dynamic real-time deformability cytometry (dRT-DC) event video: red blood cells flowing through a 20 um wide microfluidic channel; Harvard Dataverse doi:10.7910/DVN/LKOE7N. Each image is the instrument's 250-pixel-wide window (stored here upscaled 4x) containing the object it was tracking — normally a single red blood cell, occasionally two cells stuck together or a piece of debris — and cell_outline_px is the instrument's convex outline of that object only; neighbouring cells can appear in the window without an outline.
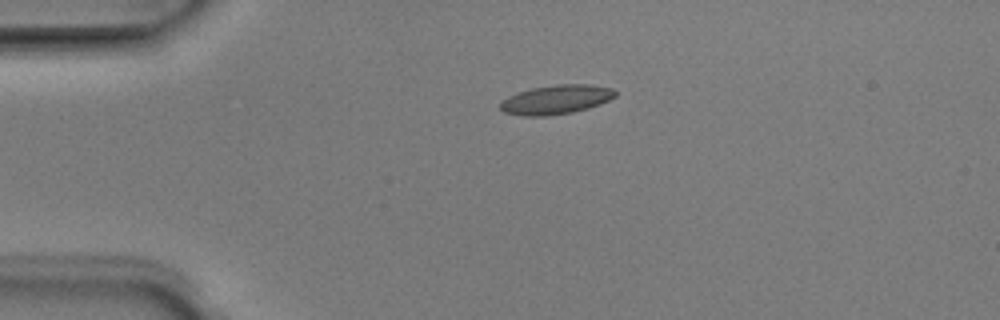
{"species": "Egyptian fruit bat (a non-hibernating species)", "species_latin": "Rousettus aegyptiacus", "temperature_condition": "room temperature", "stored_images_in_passage": 41, "camera_frame_rate_fps": 3000, "um_per_image_px": 0.085, "animal": {"sex": "male"}, "frame": {"image": 1, "passage_image": 1, "time_ms": 0.0, "image_size_px": [1000, 320], "cell_outline_px": [[616, 96], [600, 104], [588, 108], [572, 112], [548, 116], [524, 116], [504, 112], [500, 108], [500, 104], [508, 96], [532, 88], [556, 84], [588, 84], [612, 88], [616, 92]], "centroid_in_image_um": [47.28, 8.46], "position_along_channel_um": 37.7, "area_um2": 19.42}}
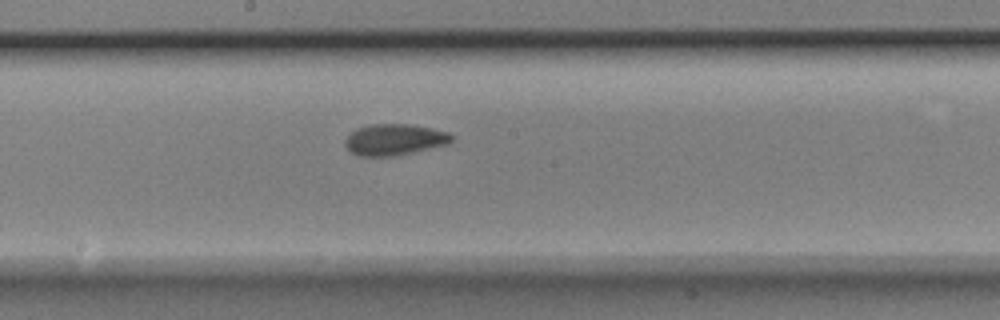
{"frame": {"image": 2, "passage_image": 17, "time_ms": 5.333, "image_size_px": [1000, 320], "cell_outline_px": [[452, 140], [448, 144], [412, 152], [392, 156], [360, 156], [352, 152], [344, 144], [344, 140], [356, 128], [372, 124], [408, 124], [432, 128], [448, 132], [452, 136]], "centroid_in_image_um": [33.52, 11.86], "position_along_channel_um": 214.7, "area_um2": 19.19}}
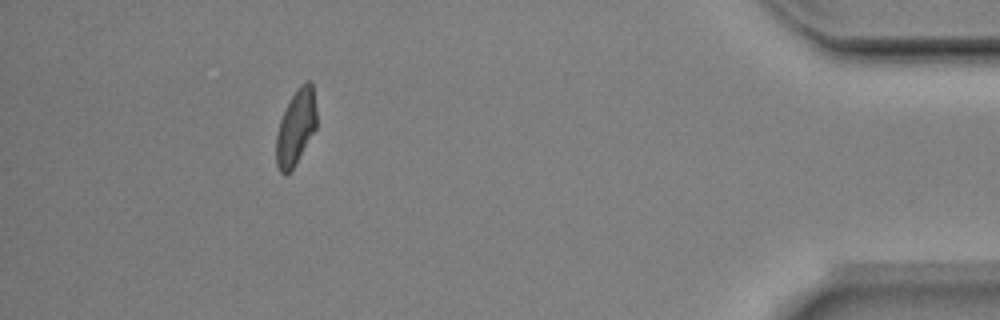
{"frame": {"image": 3, "passage_image": 36, "time_ms": 11.667, "image_size_px": [1000, 320], "cell_outline_px": [[316, 128], [292, 168], [284, 176], [280, 172], [276, 164], [276, 136], [280, 120], [292, 96], [300, 84], [304, 80], [308, 80], [312, 84], [316, 112]], "centroid_in_image_um": [25.14, 10.81], "position_along_channel_um": 410.1, "area_um2": 17.34}, "authors_computed_cell_mechanics": {"area_um2": 18.6694, "velocity_mm_per_s": 3.9626, "shape_relaxation_time_tau1_ms": 3.6968, "shape_relaxation_time_tau2_ms": 1.9342, "deformation_change_tau1": 0.1381, "deformation_change_tau2": 0.0727}}